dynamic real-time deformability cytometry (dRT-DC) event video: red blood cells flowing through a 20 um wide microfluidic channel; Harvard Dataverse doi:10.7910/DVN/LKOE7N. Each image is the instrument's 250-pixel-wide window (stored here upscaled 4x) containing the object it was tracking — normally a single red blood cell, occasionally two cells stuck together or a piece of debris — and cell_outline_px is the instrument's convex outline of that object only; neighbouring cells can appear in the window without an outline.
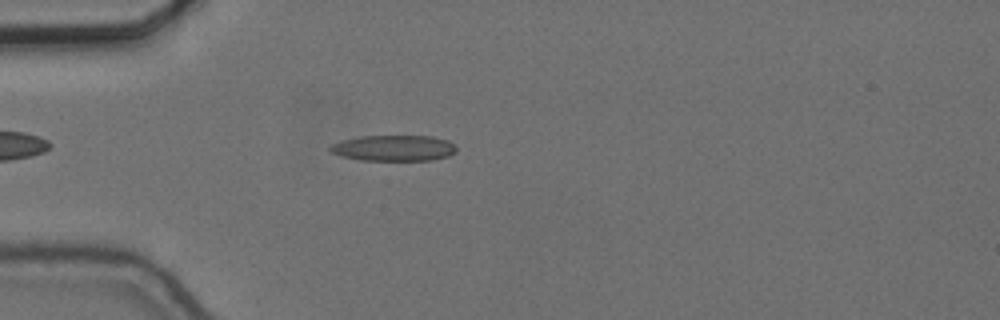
{"species": "common noctule bat (a hibernating species)", "species_latin": "Nyctalus noctula", "temperature_condition": "cold", "stored_images_in_passage": 47, "camera_frame_rate_fps": 3000, "um_per_image_px": 0.085, "animal": {"sex": "female", "body_mass_g": 24.6, "forearm_length_mm": 56.2}, "frame": {"image": 1, "passage_image": 7, "time_ms": 2.0, "image_size_px": [1000, 320], "cell_outline_px": [[456, 152], [448, 156], [432, 160], [360, 160], [340, 156], [332, 152], [328, 148], [332, 144], [344, 140], [360, 136], [432, 136], [448, 140], [456, 148]], "centroid_in_image_um": [33.47, 12.59], "position_along_channel_um": 51.5, "area_um2": 18.96}}
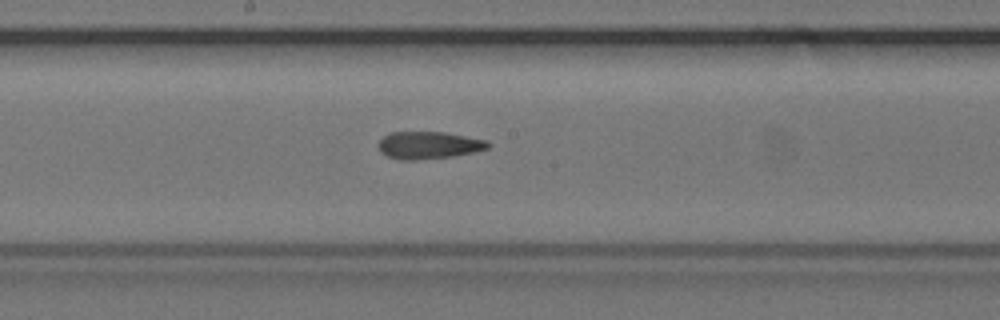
{"frame": {"image": 2, "passage_image": 21, "time_ms": 6.667, "image_size_px": [1000, 320], "cell_outline_px": [[492, 144], [488, 148], [476, 152], [452, 156], [416, 160], [400, 160], [388, 156], [380, 152], [380, 140], [384, 136], [392, 132], [444, 132], [488, 140]], "centroid_in_image_um": [36.49, 12.34], "position_along_channel_um": 211.7, "area_um2": 17.46}}
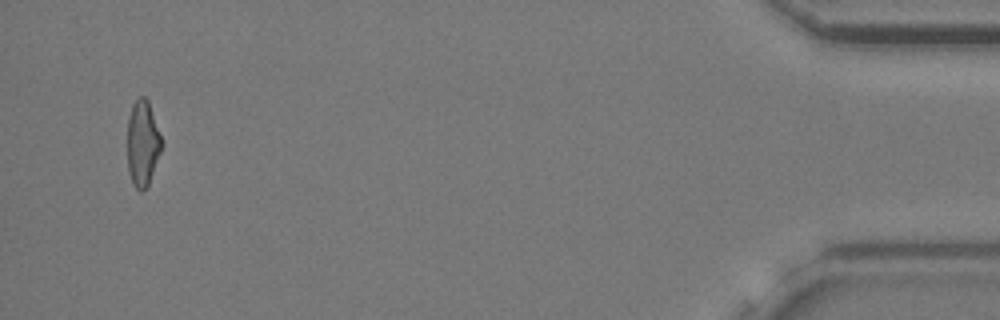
{"frame": {"image": 3, "passage_image": 45, "time_ms": 14.667, "image_size_px": [1000, 320], "cell_outline_px": [[164, 144], [148, 184], [140, 192], [132, 184], [128, 168], [128, 116], [132, 104], [140, 96], [144, 96], [148, 100]], "centroid_in_image_um": [12.13, 12.16], "position_along_channel_um": 423.1, "area_um2": 17.11}, "authors_computed_cell_mechanics": {"area_um2": 17.6868, "velocity_mm_per_s": 3.6737, "shape_relaxation_time_tau1_ms": null, "shape_relaxation_time_tau2_ms": 5.9958, "deformation_change_tau1": null, "deformation_change_tau2": 0.1753}}